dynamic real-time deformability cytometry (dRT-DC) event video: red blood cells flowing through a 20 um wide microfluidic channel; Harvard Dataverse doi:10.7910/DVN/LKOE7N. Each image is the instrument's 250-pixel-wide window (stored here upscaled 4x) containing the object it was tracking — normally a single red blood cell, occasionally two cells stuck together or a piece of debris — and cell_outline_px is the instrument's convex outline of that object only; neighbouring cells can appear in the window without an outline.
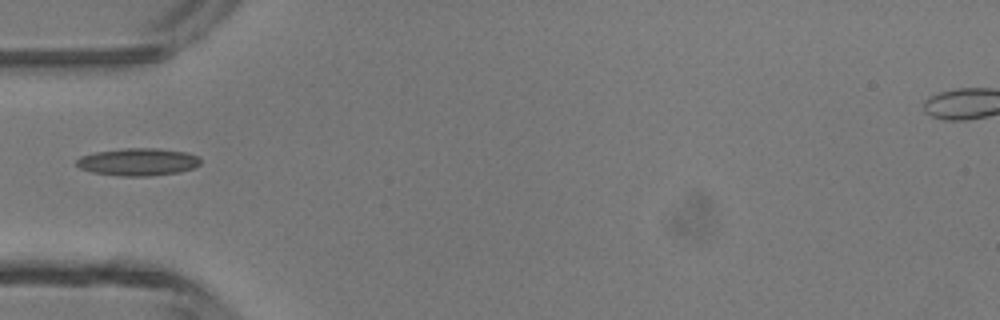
{"species": "common noctule bat (a hibernating species)", "species_latin": "Nyctalus noctula", "temperature_condition": "room temperature", "stored_images_in_passage": 28, "camera_frame_rate_fps": 3000, "um_per_image_px": 0.085, "animal": {"sex": "male", "body_mass_g": 13.3}, "frame": {"image": 1, "passage_image": 1, "time_ms": 0.0, "image_size_px": [1000, 320], "cell_outline_px": [[200, 164], [192, 168], [180, 172], [148, 176], [120, 176], [92, 172], [80, 168], [76, 164], [76, 160], [80, 156], [96, 152], [124, 148], [160, 148], [184, 152], [200, 156]], "centroid_in_image_um": [11.73, 13.76], "position_along_channel_um": 73.3, "area_um2": 19.88}}
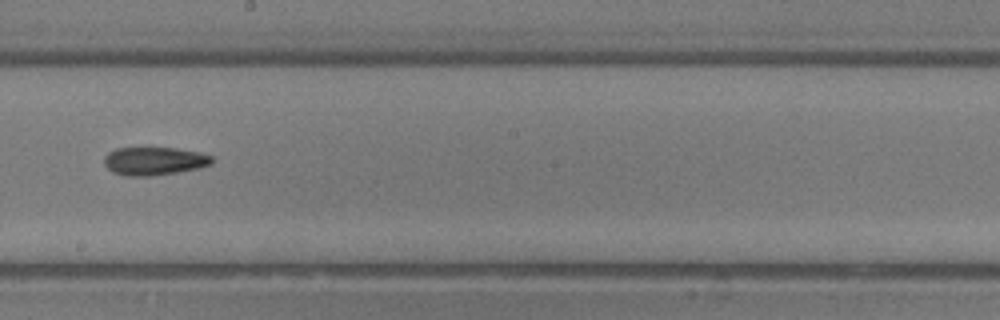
{"frame": {"image": 2, "passage_image": 12, "time_ms": 3.667, "image_size_px": [1000, 320], "cell_outline_px": [[212, 164], [200, 168], [152, 176], [128, 176], [112, 172], [104, 164], [104, 156], [108, 152], [116, 148], [176, 148], [200, 152], [212, 156]], "centroid_in_image_um": [13.11, 13.69], "position_along_channel_um": 235.1, "area_um2": 17.74}}
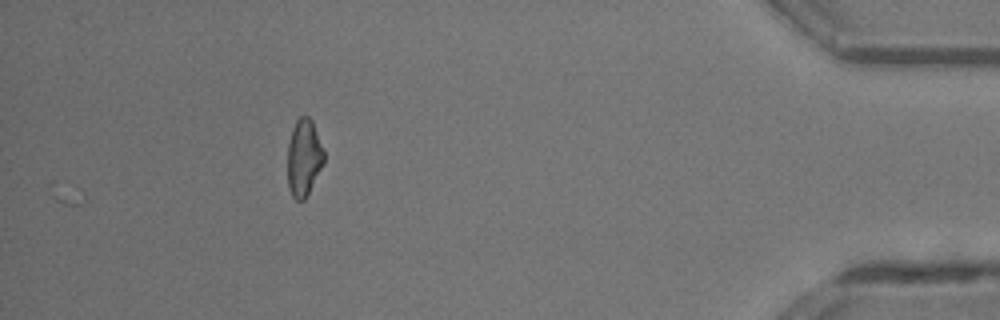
{"frame": {"image": 3, "passage_image": 28, "time_ms": 9.0, "image_size_px": [1000, 320], "cell_outline_px": [[324, 164], [304, 200], [296, 200], [292, 196], [288, 188], [288, 144], [292, 128], [296, 120], [300, 116], [308, 116], [312, 120], [324, 152]], "centroid_in_image_um": [25.82, 13.4], "position_along_channel_um": 409.4, "area_um2": 16.3}}